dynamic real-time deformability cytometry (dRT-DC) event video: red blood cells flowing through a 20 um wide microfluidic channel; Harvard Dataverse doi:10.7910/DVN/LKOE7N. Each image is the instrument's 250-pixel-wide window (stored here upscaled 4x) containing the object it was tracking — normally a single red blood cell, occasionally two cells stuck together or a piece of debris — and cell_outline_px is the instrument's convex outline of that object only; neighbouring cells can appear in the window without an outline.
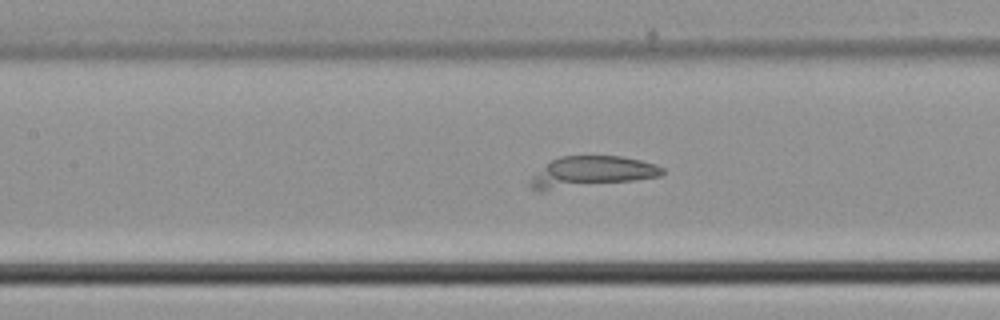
{"species": "common noctule bat (a hibernating species)", "species_latin": "Nyctalus noctula", "temperature_condition": "cold", "stored_images_in_passage": 42, "camera_frame_rate_fps": 3000, "um_per_image_px": 0.085, "animal": {"sex": "male", "body_mass_g": 21.5, "forearm_length_mm": 52.0}, "frame": {"image": 1, "passage_image": 28, "time_ms": 9.0, "image_size_px": [1000, 320], "cell_outline_px": [[664, 172], [660, 176], [632, 180], [540, 192], [532, 188], [528, 184], [528, 180], [532, 176], [552, 160], [560, 156], [620, 156], [640, 160], [656, 164], [664, 168]], "centroid_in_image_um": [50.23, 14.62], "position_along_channel_um": 157.2, "area_um2": 23.7}}
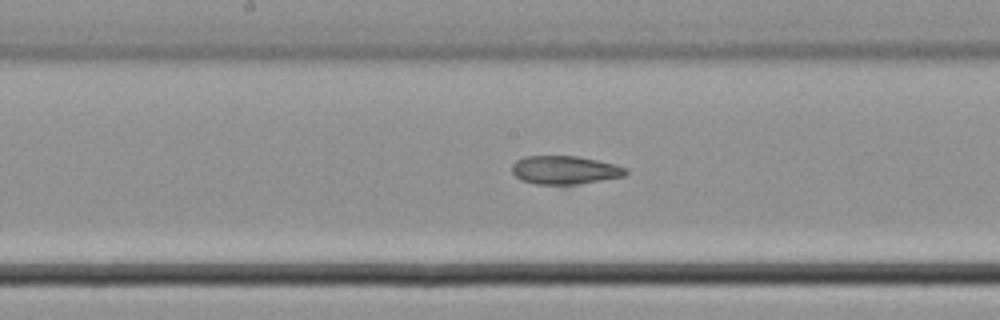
{"frame": {"image": 2, "passage_image": 31, "time_ms": 10.0, "image_size_px": [1000, 320], "cell_outline_px": [[628, 172], [624, 176], [576, 184], [536, 184], [520, 180], [512, 172], [512, 164], [516, 160], [524, 156], [576, 156], [616, 164], [628, 168]], "centroid_in_image_um": [47.99, 14.44], "position_along_channel_um": 200.2, "area_um2": 18.79}}
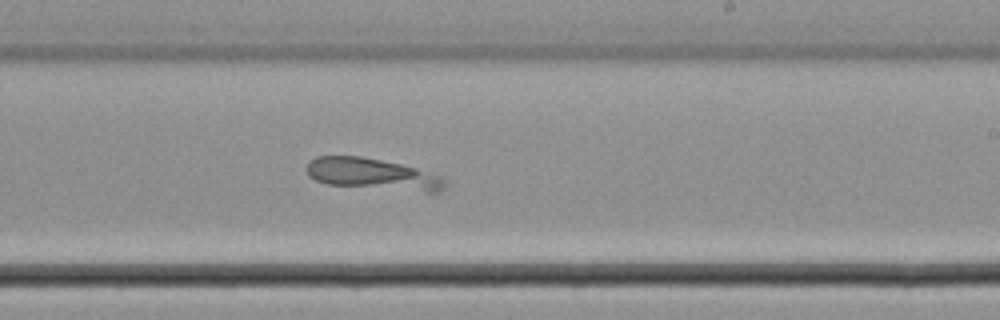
{"frame": {"image": 3, "passage_image": 35, "time_ms": 11.333, "image_size_px": [1000, 320], "cell_outline_px": [[444, 188], [440, 192], [428, 192], [328, 184], [316, 180], [308, 176], [304, 168], [308, 160], [316, 156], [360, 156], [400, 164], [416, 168], [444, 176]], "centroid_in_image_um": [31.63, 14.79], "position_along_channel_um": 257.4, "area_um2": 25.32}}